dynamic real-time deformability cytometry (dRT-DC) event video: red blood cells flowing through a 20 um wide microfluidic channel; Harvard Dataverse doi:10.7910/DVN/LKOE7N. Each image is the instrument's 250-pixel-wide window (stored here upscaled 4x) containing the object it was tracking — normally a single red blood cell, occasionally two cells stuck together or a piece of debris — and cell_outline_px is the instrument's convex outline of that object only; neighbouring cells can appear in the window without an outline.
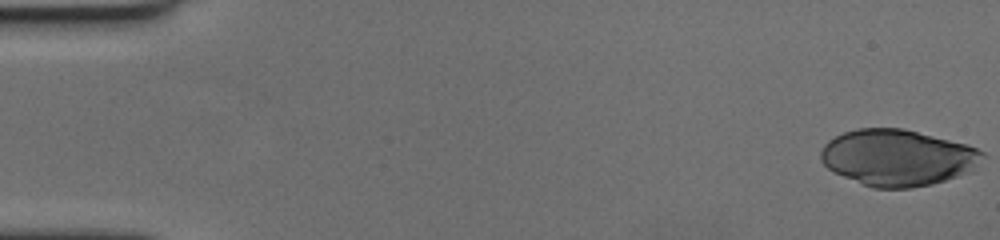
{"species": "human", "species_latin": "Homo sapiens", "temperature_condition": "cold", "stored_images_in_passage": 58, "camera_frame_rate_fps": 3000, "um_per_image_px": 0.085, "donor": {"sex": "female"}, "frame": {"image": 1, "passage_image": 1, "time_ms": 0.0, "image_size_px": [1000, 240], "cell_outline_px": [[984, 156], [972, 172], [932, 184], [912, 188], [872, 188], [832, 172], [820, 160], [820, 152], [824, 144], [828, 140], [844, 132], [856, 128], [904, 128], [968, 144], [984, 152]], "centroid_in_image_um": [76.3, 13.4], "position_along_channel_um": 8.7, "area_um2": 53.52}}
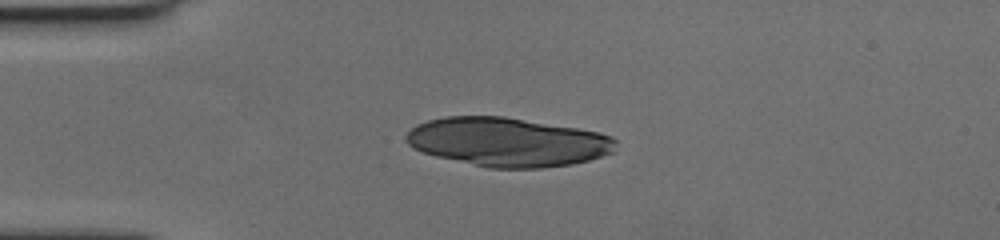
{"frame": {"image": 2, "passage_image": 15, "time_ms": 4.667, "image_size_px": [1000, 240], "cell_outline_px": [[616, 152], [588, 160], [572, 164], [540, 168], [488, 168], [436, 156], [412, 148], [404, 140], [404, 136], [416, 124], [428, 120], [444, 116], [504, 116], [600, 132], [612, 136], [616, 140]], "centroid_in_image_um": [43.15, 12.07], "position_along_channel_um": 41.8, "area_um2": 59.94}}